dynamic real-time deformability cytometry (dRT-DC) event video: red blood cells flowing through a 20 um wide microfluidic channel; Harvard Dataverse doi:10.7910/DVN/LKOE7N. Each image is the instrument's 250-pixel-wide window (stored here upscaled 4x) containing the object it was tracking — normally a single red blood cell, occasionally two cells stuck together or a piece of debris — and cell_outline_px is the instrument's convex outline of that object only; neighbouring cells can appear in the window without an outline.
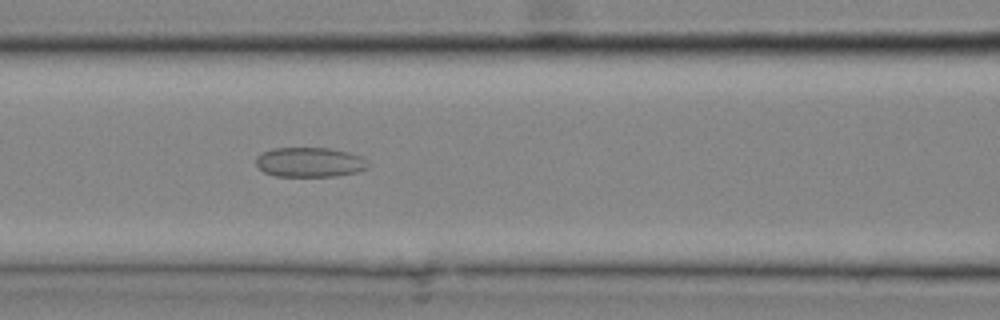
{"species": "common noctule bat (a hibernating species)", "species_latin": "Nyctalus noctula", "temperature_condition": "cold", "stored_images_in_passage": 13, "camera_frame_rate_fps": 3000, "um_per_image_px": 0.085, "animal": {"sex": "male", "body_mass_g": 20.4}, "frame": {"image": 1, "passage_image": 13, "time_ms": 4.0, "image_size_px": [1000, 320], "cell_outline_px": [[368, 168], [356, 172], [336, 176], [276, 176], [264, 172], [256, 164], [256, 156], [260, 152], [272, 148], [328, 148], [348, 152], [364, 156], [368, 160]], "centroid_in_image_um": [26.33, 13.78], "position_along_channel_um": 140.3, "area_um2": 19.59}}